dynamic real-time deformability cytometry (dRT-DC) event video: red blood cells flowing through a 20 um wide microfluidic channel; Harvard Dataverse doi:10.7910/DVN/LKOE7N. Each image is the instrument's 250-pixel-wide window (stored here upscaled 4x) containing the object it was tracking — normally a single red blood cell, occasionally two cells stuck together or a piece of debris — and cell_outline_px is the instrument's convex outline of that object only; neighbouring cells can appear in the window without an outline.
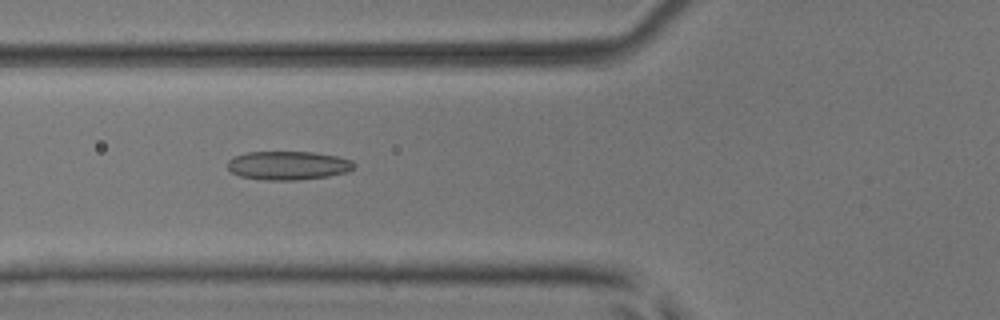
{"species": "common noctule bat (a hibernating species)", "species_latin": "Nyctalus noctula", "temperature_condition": "room temperature", "stored_images_in_passage": 51, "camera_frame_rate_fps": 3000, "um_per_image_px": 0.085, "animal": {"sex": "male", "body_mass_g": 17.9, "forearm_length_mm": 54.2}, "frame": {"image": 1, "passage_image": 20, "time_ms": 6.333, "image_size_px": [1000, 320], "cell_outline_px": [[356, 164], [348, 172], [328, 176], [300, 180], [264, 180], [240, 176], [232, 172], [228, 168], [228, 160], [232, 156], [248, 152], [312, 152], [336, 156], [352, 160]], "centroid_in_image_um": [24.48, 14.06], "position_along_channel_um": 101.3, "area_um2": 21.21}}
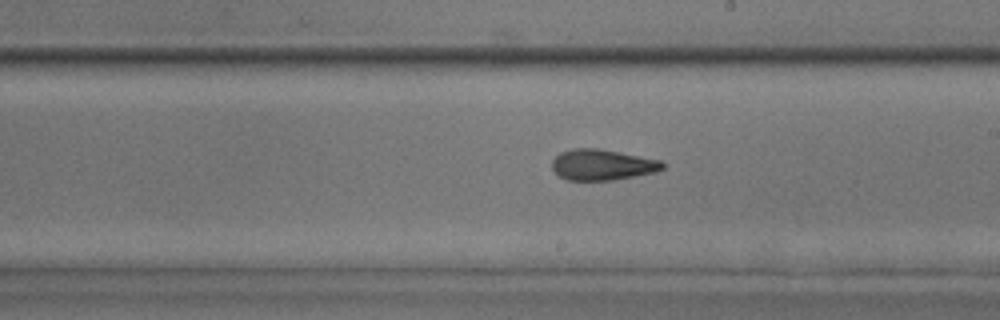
{"frame": {"image": 2, "passage_image": 30, "time_ms": 9.667, "image_size_px": [1000, 320], "cell_outline_px": [[664, 168], [656, 172], [612, 180], [568, 180], [560, 176], [552, 168], [552, 160], [560, 152], [572, 148], [600, 148], [660, 160], [664, 164]], "centroid_in_image_um": [51.18, 13.99], "position_along_channel_um": 237.8, "area_um2": 19.83}}
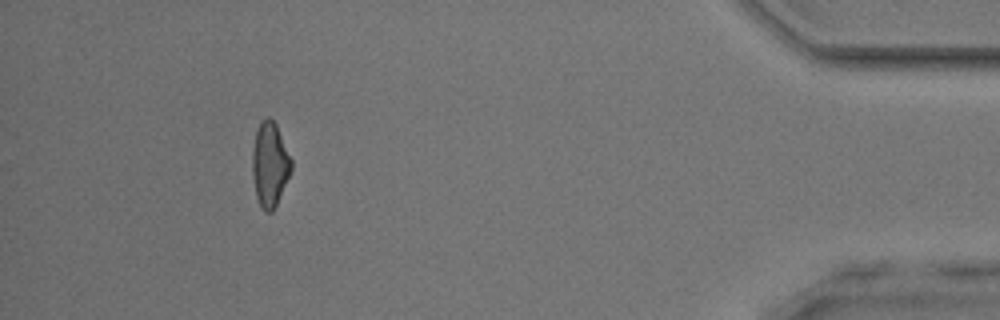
{"frame": {"image": 3, "passage_image": 47, "time_ms": 15.333, "image_size_px": [1000, 320], "cell_outline_px": [[292, 168], [276, 204], [272, 212], [264, 212], [256, 196], [252, 176], [252, 148], [256, 128], [260, 120], [268, 116], [276, 124], [292, 160]], "centroid_in_image_um": [22.91, 13.93], "position_along_channel_um": 412.3, "area_um2": 19.19}, "authors_computed_cell_mechanics": {"area_um2": 20.0566, "velocity_mm_per_s": 4.1032, "shape_relaxation_time_tau1_ms": null, "shape_relaxation_time_tau2_ms": 3.0196, "deformation_change_tau1": null, "deformation_change_tau2": 0.1211}}